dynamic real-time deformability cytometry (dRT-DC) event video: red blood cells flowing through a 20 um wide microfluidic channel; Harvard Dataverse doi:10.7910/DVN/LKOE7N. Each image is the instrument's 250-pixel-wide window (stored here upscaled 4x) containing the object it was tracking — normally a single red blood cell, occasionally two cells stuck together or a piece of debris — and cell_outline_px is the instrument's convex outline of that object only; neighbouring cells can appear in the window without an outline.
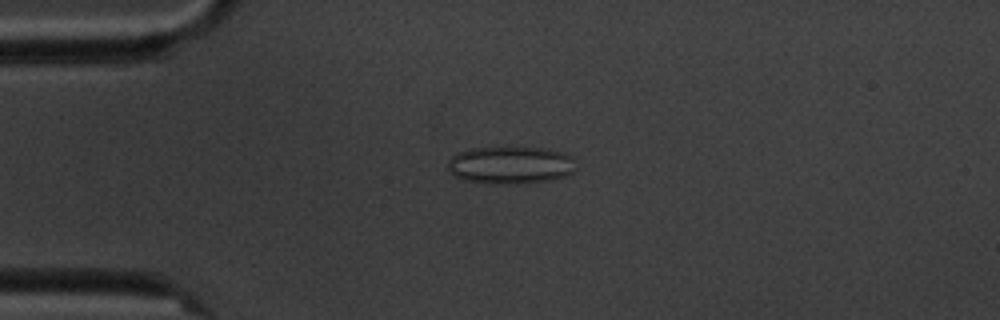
{"species": "common noctule bat (a hibernating species)", "species_latin": "Nyctalus noctula", "temperature_condition": "cold", "stored_images_in_passage": 4, "camera_frame_rate_fps": 3000, "um_per_image_px": 0.085, "animal": {"sex": "male", "body_mass_g": 20.1, "forearm_length_mm": 53.5}, "frame": {"image": 1, "passage_image": 3, "time_ms": 3.333, "image_size_px": [1000, 320], "cell_outline_px": [[572, 172], [564, 176], [548, 180], [528, 184], [508, 184], [464, 180], [452, 176], [448, 168], [448, 160], [456, 152], [468, 148], [548, 148], [564, 152], [572, 156]], "centroid_in_image_um": [43.34, 14.03], "position_along_channel_um": 41.7, "area_um2": 27.98}}